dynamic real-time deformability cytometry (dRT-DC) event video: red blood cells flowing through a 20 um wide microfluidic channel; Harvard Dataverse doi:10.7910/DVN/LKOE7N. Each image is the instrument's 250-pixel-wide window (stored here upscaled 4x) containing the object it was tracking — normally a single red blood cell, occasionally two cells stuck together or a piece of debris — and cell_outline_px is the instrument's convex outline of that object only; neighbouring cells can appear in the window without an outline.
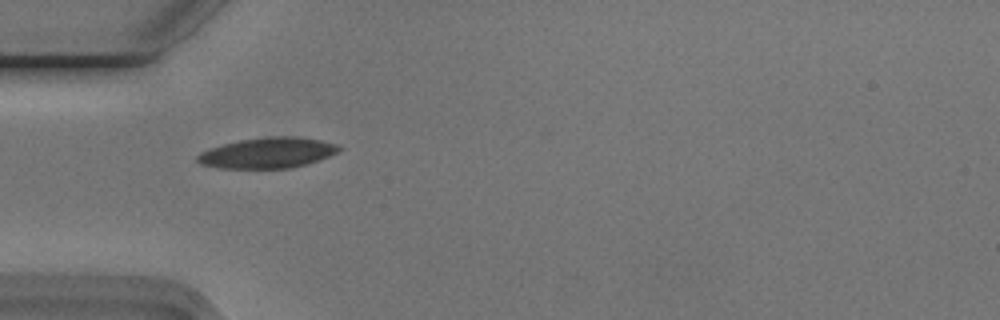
{"species": "Egyptian fruit bat (a non-hibernating species)", "species_latin": "Rousettus aegyptiacus", "temperature_condition": "cold", "stored_images_in_passage": 4, "camera_frame_rate_fps": 3000, "um_per_image_px": 0.085, "animal": {"sex": "male"}, "frame": {"image": 1, "passage_image": 1, "time_ms": 0.0, "image_size_px": [1000, 320], "cell_outline_px": [[340, 148], [336, 152], [328, 156], [304, 164], [288, 168], [220, 168], [200, 164], [196, 160], [196, 156], [200, 152], [224, 144], [240, 140], [268, 136], [296, 136], [320, 140], [336, 144]], "centroid_in_image_um": [22.7, 12.99], "position_along_channel_um": 62.3, "area_um2": 24.85}}
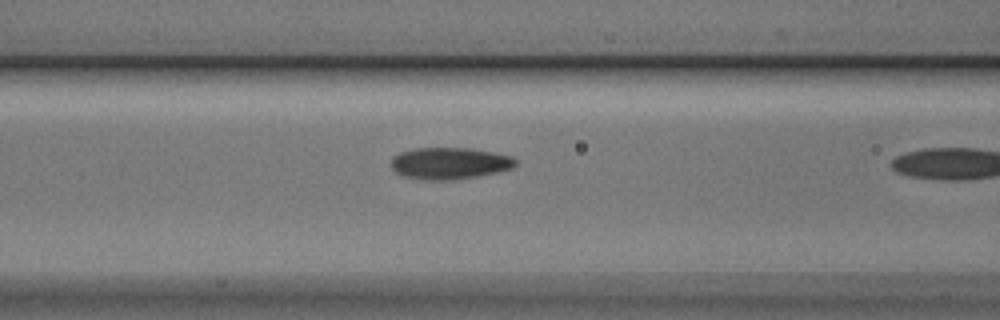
{"frame": {"image": 2, "passage_image": 3, "time_ms": 0.667, "image_size_px": [1000, 320], "cell_outline_px": [[516, 164], [512, 168], [496, 172], [476, 176], [452, 180], [428, 180], [404, 176], [396, 172], [392, 168], [392, 156], [400, 152], [412, 148], [472, 148], [512, 156], [516, 160]], "centroid_in_image_um": [38.2, 13.87], "position_along_channel_um": 128.4, "area_um2": 22.95}}